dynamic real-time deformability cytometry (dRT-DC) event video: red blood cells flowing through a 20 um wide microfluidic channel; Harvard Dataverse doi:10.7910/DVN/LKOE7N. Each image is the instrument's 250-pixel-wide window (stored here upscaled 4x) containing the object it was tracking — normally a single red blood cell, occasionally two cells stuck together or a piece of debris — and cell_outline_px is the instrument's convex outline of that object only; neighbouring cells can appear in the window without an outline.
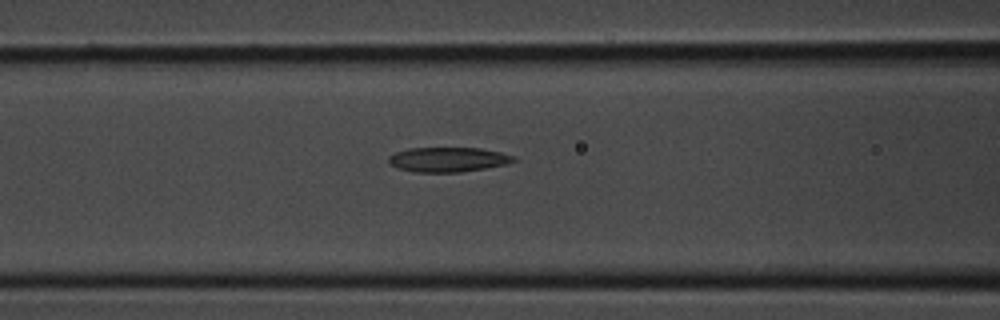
{"species": "common noctule bat (a hibernating species)", "species_latin": "Nyctalus noctula", "temperature_condition": "room temperature", "stored_images_in_passage": 27, "segment_of_instrument_passage": [1, 2], "camera_frame_rate_fps": 3000, "um_per_image_px": 0.085, "animal": {"sex": "male", "body_mass_g": 20.1, "forearm_length_mm": 53.5}, "frame": {"image": 1, "passage_image": 4, "time_ms": 1.0, "image_size_px": [1000, 320], "cell_outline_px": [[516, 160], [508, 164], [460, 172], [416, 172], [396, 168], [388, 164], [388, 156], [396, 152], [408, 148], [480, 148], [500, 152], [516, 156]], "centroid_in_image_um": [38.06, 13.56], "position_along_channel_um": 128.5, "area_um2": 18.09}}
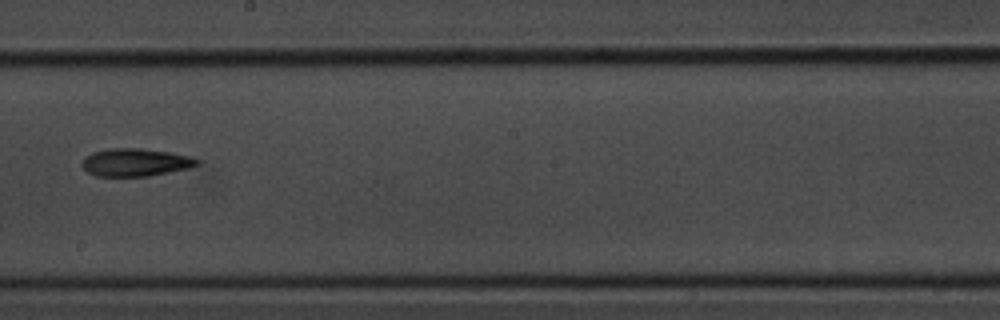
{"frame": {"image": 2, "passage_image": 10, "time_ms": 3.0, "image_size_px": [1000, 320], "cell_outline_px": [[200, 164], [188, 168], [148, 176], [96, 176], [88, 172], [84, 168], [84, 156], [92, 152], [108, 148], [140, 148], [168, 152], [188, 156], [200, 160]], "centroid_in_image_um": [11.5, 13.79], "position_along_channel_um": 236.7, "area_um2": 18.44}}
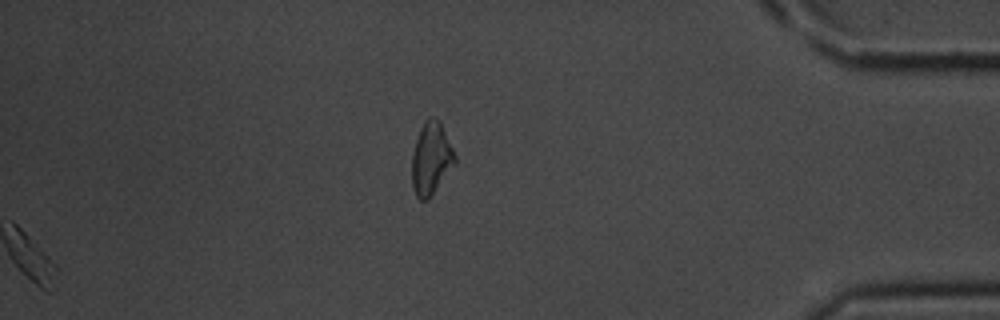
{"frame": {"image": 3, "passage_image": 21, "time_ms": 6.667, "image_size_px": [1000, 320], "cell_outline_px": [[456, 164], [428, 200], [420, 200], [416, 196], [412, 188], [412, 152], [420, 128], [424, 120], [428, 116], [432, 116], [440, 120], [456, 156]], "centroid_in_image_um": [36.65, 13.47], "position_along_channel_um": 398.6, "area_um2": 18.44}}